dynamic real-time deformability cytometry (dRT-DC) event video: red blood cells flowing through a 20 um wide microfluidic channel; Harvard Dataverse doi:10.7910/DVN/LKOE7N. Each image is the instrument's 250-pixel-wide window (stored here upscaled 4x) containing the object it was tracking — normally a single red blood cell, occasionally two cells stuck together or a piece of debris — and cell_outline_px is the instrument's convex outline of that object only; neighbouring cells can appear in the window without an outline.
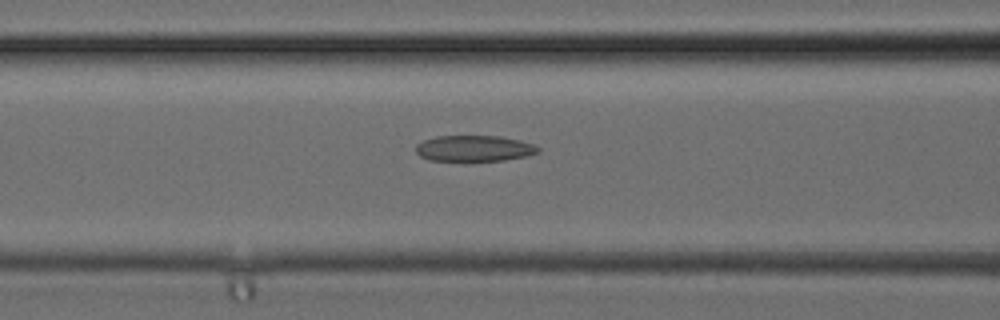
{"species": "common noctule bat (a hibernating species)", "species_latin": "Nyctalus noctula", "temperature_condition": "cold", "stored_images_in_passage": 34, "camera_frame_rate_fps": 3000, "um_per_image_px": 0.085, "animal": {"sex": "female", "body_mass_g": 24.6, "forearm_length_mm": 56.2}, "frame": {"image": 1, "passage_image": 14, "time_ms": 4.333, "image_size_px": [1000, 320], "cell_outline_px": [[540, 152], [528, 156], [504, 160], [468, 164], [428, 160], [420, 156], [416, 152], [416, 144], [424, 140], [436, 136], [500, 136], [520, 140], [532, 144], [540, 148]], "centroid_in_image_um": [40.28, 12.67], "position_along_channel_um": 126.3, "area_um2": 19.54}}
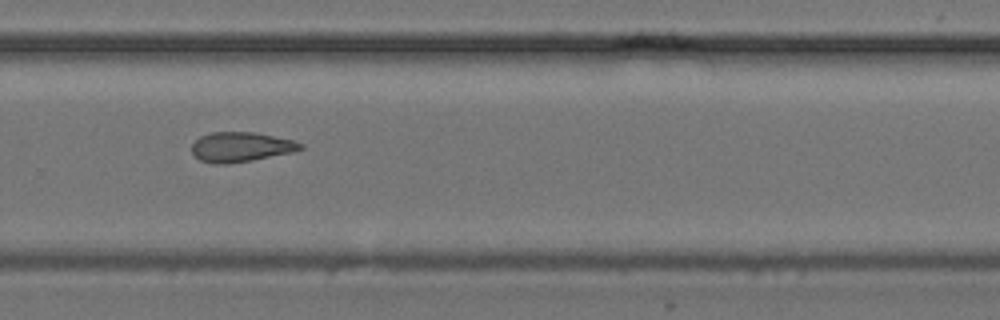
{"frame": {"image": 2, "passage_image": 23, "time_ms": 7.333, "image_size_px": [1000, 320], "cell_outline_px": [[304, 148], [292, 152], [252, 160], [228, 164], [212, 164], [200, 160], [192, 152], [192, 144], [200, 136], [212, 132], [256, 132], [292, 140], [304, 144]], "centroid_in_image_um": [20.47, 12.49], "position_along_channel_um": 309.3, "area_um2": 18.84}}
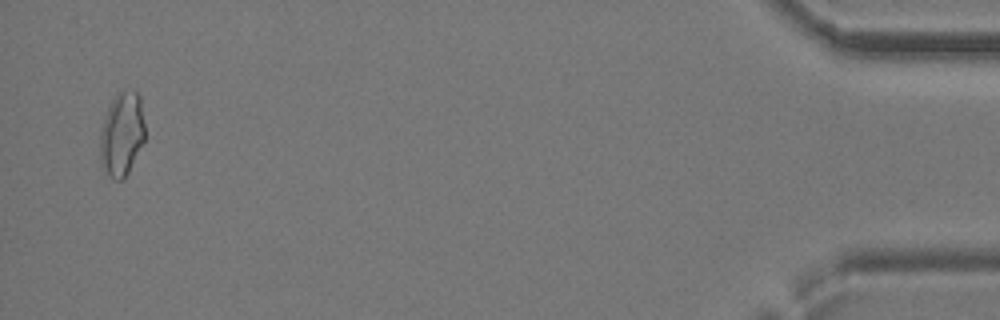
{"frame": {"image": 3, "passage_image": 33, "time_ms": 10.667, "image_size_px": [1000, 320], "cell_outline_px": [[144, 140], [124, 180], [112, 180], [100, 164], [100, 128], [104, 116], [112, 100], [120, 92], [136, 92], [140, 96], [144, 124]], "centroid_in_image_um": [10.33, 11.45], "position_along_channel_um": 424.9, "area_um2": 21.79}}